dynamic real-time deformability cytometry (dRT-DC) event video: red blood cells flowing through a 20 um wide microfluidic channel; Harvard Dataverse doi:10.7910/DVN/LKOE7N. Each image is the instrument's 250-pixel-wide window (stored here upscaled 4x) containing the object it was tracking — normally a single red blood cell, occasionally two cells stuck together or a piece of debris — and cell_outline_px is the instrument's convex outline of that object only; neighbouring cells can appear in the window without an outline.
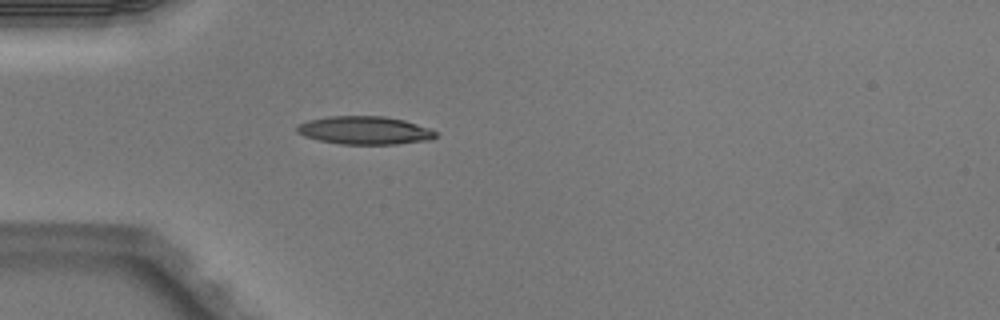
{"species": "Egyptian fruit bat (a non-hibernating species)", "species_latin": "Rousettus aegyptiacus", "temperature_condition": "warm", "stored_images_in_passage": 4, "camera_frame_rate_fps": 3000, "um_per_image_px": 0.085, "animal": {"sex": "male"}, "frame": {"image": 1, "passage_image": 4, "time_ms": 1.0, "image_size_px": [1000, 320], "cell_outline_px": [[436, 136], [432, 140], [396, 144], [340, 144], [320, 140], [304, 136], [296, 132], [296, 128], [300, 124], [308, 120], [328, 116], [384, 116], [404, 120], [428, 128], [436, 132]], "centroid_in_image_um": [30.99, 11.08], "position_along_channel_um": 54.0, "area_um2": 22.66}}